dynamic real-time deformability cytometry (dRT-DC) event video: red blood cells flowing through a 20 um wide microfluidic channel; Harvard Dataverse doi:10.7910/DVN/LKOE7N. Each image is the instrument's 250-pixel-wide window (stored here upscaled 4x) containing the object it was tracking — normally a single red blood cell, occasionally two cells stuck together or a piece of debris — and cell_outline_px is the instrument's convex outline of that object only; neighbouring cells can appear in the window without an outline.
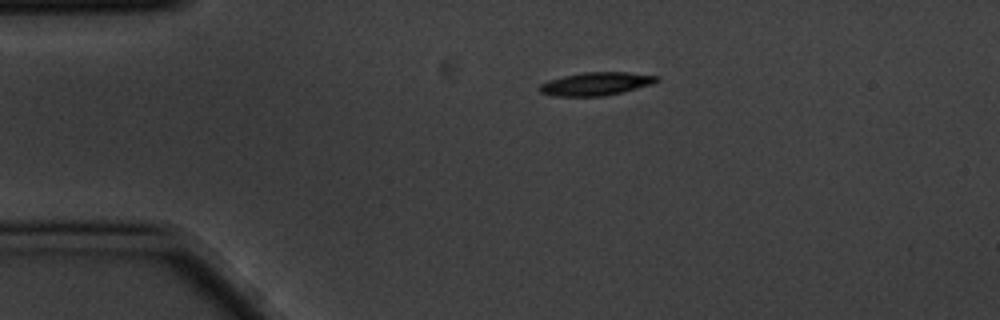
{"species": "common noctule bat (a hibernating species)", "species_latin": "Nyctalus noctula", "temperature_condition": "cold", "stored_images_in_passage": 2, "camera_frame_rate_fps": 3000, "um_per_image_px": 0.085, "animal": {"sex": "male", "body_mass_g": 20.1, "forearm_length_mm": 53.5}, "frame": {"image": 1, "passage_image": 1, "time_ms": 0.0, "image_size_px": [1000, 320], "cell_outline_px": [[660, 80], [652, 84], [624, 92], [604, 96], [552, 96], [540, 92], [536, 88], [540, 84], [548, 80], [564, 76], [584, 72], [628, 72], [660, 76]], "centroid_in_image_um": [50.66, 7.13], "position_along_channel_um": 34.3, "area_um2": 16.01}}